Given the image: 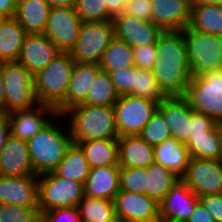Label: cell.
<instances>
[{
	"instance_id": "obj_19",
	"label": "cell",
	"mask_w": 222,
	"mask_h": 222,
	"mask_svg": "<svg viewBox=\"0 0 222 222\" xmlns=\"http://www.w3.org/2000/svg\"><path fill=\"white\" fill-rule=\"evenodd\" d=\"M60 52L44 34H27L17 62L35 75Z\"/></svg>"
},
{
	"instance_id": "obj_56",
	"label": "cell",
	"mask_w": 222,
	"mask_h": 222,
	"mask_svg": "<svg viewBox=\"0 0 222 222\" xmlns=\"http://www.w3.org/2000/svg\"><path fill=\"white\" fill-rule=\"evenodd\" d=\"M5 18H6V17L0 15V27H1V24H2V22H3V20H4Z\"/></svg>"
},
{
	"instance_id": "obj_13",
	"label": "cell",
	"mask_w": 222,
	"mask_h": 222,
	"mask_svg": "<svg viewBox=\"0 0 222 222\" xmlns=\"http://www.w3.org/2000/svg\"><path fill=\"white\" fill-rule=\"evenodd\" d=\"M115 213L123 222H159V204L147 195L120 190Z\"/></svg>"
},
{
	"instance_id": "obj_1",
	"label": "cell",
	"mask_w": 222,
	"mask_h": 222,
	"mask_svg": "<svg viewBox=\"0 0 222 222\" xmlns=\"http://www.w3.org/2000/svg\"><path fill=\"white\" fill-rule=\"evenodd\" d=\"M158 59L151 71L166 98L185 97L190 77L182 30L163 31L156 42Z\"/></svg>"
},
{
	"instance_id": "obj_7",
	"label": "cell",
	"mask_w": 222,
	"mask_h": 222,
	"mask_svg": "<svg viewBox=\"0 0 222 222\" xmlns=\"http://www.w3.org/2000/svg\"><path fill=\"white\" fill-rule=\"evenodd\" d=\"M39 215L54 208L78 207L84 184L58 176L54 171L37 176Z\"/></svg>"
},
{
	"instance_id": "obj_54",
	"label": "cell",
	"mask_w": 222,
	"mask_h": 222,
	"mask_svg": "<svg viewBox=\"0 0 222 222\" xmlns=\"http://www.w3.org/2000/svg\"><path fill=\"white\" fill-rule=\"evenodd\" d=\"M216 126H217V132H218L219 139H220L221 150H222V121L217 122Z\"/></svg>"
},
{
	"instance_id": "obj_10",
	"label": "cell",
	"mask_w": 222,
	"mask_h": 222,
	"mask_svg": "<svg viewBox=\"0 0 222 222\" xmlns=\"http://www.w3.org/2000/svg\"><path fill=\"white\" fill-rule=\"evenodd\" d=\"M115 124L118 136L140 135L158 103L133 95L119 96L114 104Z\"/></svg>"
},
{
	"instance_id": "obj_24",
	"label": "cell",
	"mask_w": 222,
	"mask_h": 222,
	"mask_svg": "<svg viewBox=\"0 0 222 222\" xmlns=\"http://www.w3.org/2000/svg\"><path fill=\"white\" fill-rule=\"evenodd\" d=\"M118 162L120 167H148L155 162L154 146L140 135L119 137Z\"/></svg>"
},
{
	"instance_id": "obj_53",
	"label": "cell",
	"mask_w": 222,
	"mask_h": 222,
	"mask_svg": "<svg viewBox=\"0 0 222 222\" xmlns=\"http://www.w3.org/2000/svg\"><path fill=\"white\" fill-rule=\"evenodd\" d=\"M192 5H221L222 0H193Z\"/></svg>"
},
{
	"instance_id": "obj_16",
	"label": "cell",
	"mask_w": 222,
	"mask_h": 222,
	"mask_svg": "<svg viewBox=\"0 0 222 222\" xmlns=\"http://www.w3.org/2000/svg\"><path fill=\"white\" fill-rule=\"evenodd\" d=\"M198 201V196L180 179L159 204V219L161 222H186Z\"/></svg>"
},
{
	"instance_id": "obj_2",
	"label": "cell",
	"mask_w": 222,
	"mask_h": 222,
	"mask_svg": "<svg viewBox=\"0 0 222 222\" xmlns=\"http://www.w3.org/2000/svg\"><path fill=\"white\" fill-rule=\"evenodd\" d=\"M72 141L119 138L114 107L79 104L67 110Z\"/></svg>"
},
{
	"instance_id": "obj_49",
	"label": "cell",
	"mask_w": 222,
	"mask_h": 222,
	"mask_svg": "<svg viewBox=\"0 0 222 222\" xmlns=\"http://www.w3.org/2000/svg\"><path fill=\"white\" fill-rule=\"evenodd\" d=\"M11 135L10 120L5 113H0V153L3 150L7 138Z\"/></svg>"
},
{
	"instance_id": "obj_36",
	"label": "cell",
	"mask_w": 222,
	"mask_h": 222,
	"mask_svg": "<svg viewBox=\"0 0 222 222\" xmlns=\"http://www.w3.org/2000/svg\"><path fill=\"white\" fill-rule=\"evenodd\" d=\"M134 96L147 98L161 103L166 97L160 91L157 80L149 69H140L135 66Z\"/></svg>"
},
{
	"instance_id": "obj_4",
	"label": "cell",
	"mask_w": 222,
	"mask_h": 222,
	"mask_svg": "<svg viewBox=\"0 0 222 222\" xmlns=\"http://www.w3.org/2000/svg\"><path fill=\"white\" fill-rule=\"evenodd\" d=\"M74 64L69 52H60L44 69L34 75L38 103L56 109L66 99Z\"/></svg>"
},
{
	"instance_id": "obj_55",
	"label": "cell",
	"mask_w": 222,
	"mask_h": 222,
	"mask_svg": "<svg viewBox=\"0 0 222 222\" xmlns=\"http://www.w3.org/2000/svg\"><path fill=\"white\" fill-rule=\"evenodd\" d=\"M103 222H123V221L119 217L115 216L114 218Z\"/></svg>"
},
{
	"instance_id": "obj_12",
	"label": "cell",
	"mask_w": 222,
	"mask_h": 222,
	"mask_svg": "<svg viewBox=\"0 0 222 222\" xmlns=\"http://www.w3.org/2000/svg\"><path fill=\"white\" fill-rule=\"evenodd\" d=\"M181 180L198 197L222 194V160L190 158Z\"/></svg>"
},
{
	"instance_id": "obj_44",
	"label": "cell",
	"mask_w": 222,
	"mask_h": 222,
	"mask_svg": "<svg viewBox=\"0 0 222 222\" xmlns=\"http://www.w3.org/2000/svg\"><path fill=\"white\" fill-rule=\"evenodd\" d=\"M216 126V122L204 115L194 111L191 108V121H190V132L189 136L206 135V132L212 130Z\"/></svg>"
},
{
	"instance_id": "obj_14",
	"label": "cell",
	"mask_w": 222,
	"mask_h": 222,
	"mask_svg": "<svg viewBox=\"0 0 222 222\" xmlns=\"http://www.w3.org/2000/svg\"><path fill=\"white\" fill-rule=\"evenodd\" d=\"M7 116L10 120L11 134L24 141L35 136L52 118L55 120L57 117H64L56 114L53 107L41 103L29 109L10 111Z\"/></svg>"
},
{
	"instance_id": "obj_11",
	"label": "cell",
	"mask_w": 222,
	"mask_h": 222,
	"mask_svg": "<svg viewBox=\"0 0 222 222\" xmlns=\"http://www.w3.org/2000/svg\"><path fill=\"white\" fill-rule=\"evenodd\" d=\"M82 23L75 8H51L43 34L61 52H70L79 36Z\"/></svg>"
},
{
	"instance_id": "obj_51",
	"label": "cell",
	"mask_w": 222,
	"mask_h": 222,
	"mask_svg": "<svg viewBox=\"0 0 222 222\" xmlns=\"http://www.w3.org/2000/svg\"><path fill=\"white\" fill-rule=\"evenodd\" d=\"M50 8L72 7L75 8L77 0H47Z\"/></svg>"
},
{
	"instance_id": "obj_41",
	"label": "cell",
	"mask_w": 222,
	"mask_h": 222,
	"mask_svg": "<svg viewBox=\"0 0 222 222\" xmlns=\"http://www.w3.org/2000/svg\"><path fill=\"white\" fill-rule=\"evenodd\" d=\"M111 82L119 96H134L135 66L108 72Z\"/></svg>"
},
{
	"instance_id": "obj_5",
	"label": "cell",
	"mask_w": 222,
	"mask_h": 222,
	"mask_svg": "<svg viewBox=\"0 0 222 222\" xmlns=\"http://www.w3.org/2000/svg\"><path fill=\"white\" fill-rule=\"evenodd\" d=\"M190 78L219 71L222 65V36L196 31L188 26L183 30Z\"/></svg>"
},
{
	"instance_id": "obj_27",
	"label": "cell",
	"mask_w": 222,
	"mask_h": 222,
	"mask_svg": "<svg viewBox=\"0 0 222 222\" xmlns=\"http://www.w3.org/2000/svg\"><path fill=\"white\" fill-rule=\"evenodd\" d=\"M84 153L90 168L119 165L118 138L73 141Z\"/></svg>"
},
{
	"instance_id": "obj_33",
	"label": "cell",
	"mask_w": 222,
	"mask_h": 222,
	"mask_svg": "<svg viewBox=\"0 0 222 222\" xmlns=\"http://www.w3.org/2000/svg\"><path fill=\"white\" fill-rule=\"evenodd\" d=\"M190 158L222 160V150L217 126L206 135L189 136L185 143Z\"/></svg>"
},
{
	"instance_id": "obj_20",
	"label": "cell",
	"mask_w": 222,
	"mask_h": 222,
	"mask_svg": "<svg viewBox=\"0 0 222 222\" xmlns=\"http://www.w3.org/2000/svg\"><path fill=\"white\" fill-rule=\"evenodd\" d=\"M101 71L99 64L75 63L66 99L55 109L56 114L63 115L70 108L82 104L87 98L93 81Z\"/></svg>"
},
{
	"instance_id": "obj_42",
	"label": "cell",
	"mask_w": 222,
	"mask_h": 222,
	"mask_svg": "<svg viewBox=\"0 0 222 222\" xmlns=\"http://www.w3.org/2000/svg\"><path fill=\"white\" fill-rule=\"evenodd\" d=\"M40 222H82L78 207L54 208L40 214Z\"/></svg>"
},
{
	"instance_id": "obj_37",
	"label": "cell",
	"mask_w": 222,
	"mask_h": 222,
	"mask_svg": "<svg viewBox=\"0 0 222 222\" xmlns=\"http://www.w3.org/2000/svg\"><path fill=\"white\" fill-rule=\"evenodd\" d=\"M140 137L149 145L156 146L165 140L171 139L170 129L165 121L163 114L157 109L146 123Z\"/></svg>"
},
{
	"instance_id": "obj_40",
	"label": "cell",
	"mask_w": 222,
	"mask_h": 222,
	"mask_svg": "<svg viewBox=\"0 0 222 222\" xmlns=\"http://www.w3.org/2000/svg\"><path fill=\"white\" fill-rule=\"evenodd\" d=\"M0 222H40L38 207L0 204Z\"/></svg>"
},
{
	"instance_id": "obj_23",
	"label": "cell",
	"mask_w": 222,
	"mask_h": 222,
	"mask_svg": "<svg viewBox=\"0 0 222 222\" xmlns=\"http://www.w3.org/2000/svg\"><path fill=\"white\" fill-rule=\"evenodd\" d=\"M120 166H100L90 168L84 183V195L114 201L120 191Z\"/></svg>"
},
{
	"instance_id": "obj_25",
	"label": "cell",
	"mask_w": 222,
	"mask_h": 222,
	"mask_svg": "<svg viewBox=\"0 0 222 222\" xmlns=\"http://www.w3.org/2000/svg\"><path fill=\"white\" fill-rule=\"evenodd\" d=\"M50 9L47 0H17L14 17L27 34H43Z\"/></svg>"
},
{
	"instance_id": "obj_9",
	"label": "cell",
	"mask_w": 222,
	"mask_h": 222,
	"mask_svg": "<svg viewBox=\"0 0 222 222\" xmlns=\"http://www.w3.org/2000/svg\"><path fill=\"white\" fill-rule=\"evenodd\" d=\"M185 98L194 111L222 121V75L211 71L190 79Z\"/></svg>"
},
{
	"instance_id": "obj_8",
	"label": "cell",
	"mask_w": 222,
	"mask_h": 222,
	"mask_svg": "<svg viewBox=\"0 0 222 222\" xmlns=\"http://www.w3.org/2000/svg\"><path fill=\"white\" fill-rule=\"evenodd\" d=\"M5 87L4 113L29 109L38 104L34 75L18 62L1 63Z\"/></svg>"
},
{
	"instance_id": "obj_18",
	"label": "cell",
	"mask_w": 222,
	"mask_h": 222,
	"mask_svg": "<svg viewBox=\"0 0 222 222\" xmlns=\"http://www.w3.org/2000/svg\"><path fill=\"white\" fill-rule=\"evenodd\" d=\"M152 22L162 31L183 30L188 26L193 0H151Z\"/></svg>"
},
{
	"instance_id": "obj_22",
	"label": "cell",
	"mask_w": 222,
	"mask_h": 222,
	"mask_svg": "<svg viewBox=\"0 0 222 222\" xmlns=\"http://www.w3.org/2000/svg\"><path fill=\"white\" fill-rule=\"evenodd\" d=\"M157 109L163 114L171 137L182 143L189 138L191 106L185 97L165 98Z\"/></svg>"
},
{
	"instance_id": "obj_50",
	"label": "cell",
	"mask_w": 222,
	"mask_h": 222,
	"mask_svg": "<svg viewBox=\"0 0 222 222\" xmlns=\"http://www.w3.org/2000/svg\"><path fill=\"white\" fill-rule=\"evenodd\" d=\"M17 0H0V15L4 17H14Z\"/></svg>"
},
{
	"instance_id": "obj_35",
	"label": "cell",
	"mask_w": 222,
	"mask_h": 222,
	"mask_svg": "<svg viewBox=\"0 0 222 222\" xmlns=\"http://www.w3.org/2000/svg\"><path fill=\"white\" fill-rule=\"evenodd\" d=\"M82 222H103L116 216L114 201L85 196L78 204Z\"/></svg>"
},
{
	"instance_id": "obj_21",
	"label": "cell",
	"mask_w": 222,
	"mask_h": 222,
	"mask_svg": "<svg viewBox=\"0 0 222 222\" xmlns=\"http://www.w3.org/2000/svg\"><path fill=\"white\" fill-rule=\"evenodd\" d=\"M0 175L38 176L32 168L27 141L12 134L7 138L0 153Z\"/></svg>"
},
{
	"instance_id": "obj_32",
	"label": "cell",
	"mask_w": 222,
	"mask_h": 222,
	"mask_svg": "<svg viewBox=\"0 0 222 222\" xmlns=\"http://www.w3.org/2000/svg\"><path fill=\"white\" fill-rule=\"evenodd\" d=\"M99 65L102 71L106 73L133 67L135 66L133 48L115 37L104 51Z\"/></svg>"
},
{
	"instance_id": "obj_39",
	"label": "cell",
	"mask_w": 222,
	"mask_h": 222,
	"mask_svg": "<svg viewBox=\"0 0 222 222\" xmlns=\"http://www.w3.org/2000/svg\"><path fill=\"white\" fill-rule=\"evenodd\" d=\"M75 9L83 22L111 20L108 16L106 0H77Z\"/></svg>"
},
{
	"instance_id": "obj_31",
	"label": "cell",
	"mask_w": 222,
	"mask_h": 222,
	"mask_svg": "<svg viewBox=\"0 0 222 222\" xmlns=\"http://www.w3.org/2000/svg\"><path fill=\"white\" fill-rule=\"evenodd\" d=\"M147 169L146 195L160 204L171 188L181 178L173 171L154 162Z\"/></svg>"
},
{
	"instance_id": "obj_3",
	"label": "cell",
	"mask_w": 222,
	"mask_h": 222,
	"mask_svg": "<svg viewBox=\"0 0 222 222\" xmlns=\"http://www.w3.org/2000/svg\"><path fill=\"white\" fill-rule=\"evenodd\" d=\"M57 127L51 119L27 141L32 168L36 175L54 171L73 143L70 129Z\"/></svg>"
},
{
	"instance_id": "obj_47",
	"label": "cell",
	"mask_w": 222,
	"mask_h": 222,
	"mask_svg": "<svg viewBox=\"0 0 222 222\" xmlns=\"http://www.w3.org/2000/svg\"><path fill=\"white\" fill-rule=\"evenodd\" d=\"M186 222H214V219L210 215L209 211L203 206V204L198 201L194 211L186 220Z\"/></svg>"
},
{
	"instance_id": "obj_45",
	"label": "cell",
	"mask_w": 222,
	"mask_h": 222,
	"mask_svg": "<svg viewBox=\"0 0 222 222\" xmlns=\"http://www.w3.org/2000/svg\"><path fill=\"white\" fill-rule=\"evenodd\" d=\"M124 13L152 22L151 0H133L126 5Z\"/></svg>"
},
{
	"instance_id": "obj_6",
	"label": "cell",
	"mask_w": 222,
	"mask_h": 222,
	"mask_svg": "<svg viewBox=\"0 0 222 222\" xmlns=\"http://www.w3.org/2000/svg\"><path fill=\"white\" fill-rule=\"evenodd\" d=\"M114 38L113 19L83 22L76 43L69 53L75 63L99 64Z\"/></svg>"
},
{
	"instance_id": "obj_52",
	"label": "cell",
	"mask_w": 222,
	"mask_h": 222,
	"mask_svg": "<svg viewBox=\"0 0 222 222\" xmlns=\"http://www.w3.org/2000/svg\"><path fill=\"white\" fill-rule=\"evenodd\" d=\"M5 87L4 80L1 73V63H0V113H4V101H5Z\"/></svg>"
},
{
	"instance_id": "obj_15",
	"label": "cell",
	"mask_w": 222,
	"mask_h": 222,
	"mask_svg": "<svg viewBox=\"0 0 222 222\" xmlns=\"http://www.w3.org/2000/svg\"><path fill=\"white\" fill-rule=\"evenodd\" d=\"M115 37L126 42L132 48L156 44L163 32L153 22L145 21L133 15L123 13L113 19Z\"/></svg>"
},
{
	"instance_id": "obj_46",
	"label": "cell",
	"mask_w": 222,
	"mask_h": 222,
	"mask_svg": "<svg viewBox=\"0 0 222 222\" xmlns=\"http://www.w3.org/2000/svg\"><path fill=\"white\" fill-rule=\"evenodd\" d=\"M198 199L209 211L214 222H222V194L200 196Z\"/></svg>"
},
{
	"instance_id": "obj_30",
	"label": "cell",
	"mask_w": 222,
	"mask_h": 222,
	"mask_svg": "<svg viewBox=\"0 0 222 222\" xmlns=\"http://www.w3.org/2000/svg\"><path fill=\"white\" fill-rule=\"evenodd\" d=\"M90 171V166L84 157L81 148L72 143L65 156L54 172L64 178L75 182L85 183Z\"/></svg>"
},
{
	"instance_id": "obj_34",
	"label": "cell",
	"mask_w": 222,
	"mask_h": 222,
	"mask_svg": "<svg viewBox=\"0 0 222 222\" xmlns=\"http://www.w3.org/2000/svg\"><path fill=\"white\" fill-rule=\"evenodd\" d=\"M119 95L109 74L101 71L93 81L86 100L82 104L113 107Z\"/></svg>"
},
{
	"instance_id": "obj_17",
	"label": "cell",
	"mask_w": 222,
	"mask_h": 222,
	"mask_svg": "<svg viewBox=\"0 0 222 222\" xmlns=\"http://www.w3.org/2000/svg\"><path fill=\"white\" fill-rule=\"evenodd\" d=\"M0 204L38 207L37 176L0 175Z\"/></svg>"
},
{
	"instance_id": "obj_26",
	"label": "cell",
	"mask_w": 222,
	"mask_h": 222,
	"mask_svg": "<svg viewBox=\"0 0 222 222\" xmlns=\"http://www.w3.org/2000/svg\"><path fill=\"white\" fill-rule=\"evenodd\" d=\"M155 162L173 171L180 178L185 174L190 155L185 143L174 138L154 146Z\"/></svg>"
},
{
	"instance_id": "obj_43",
	"label": "cell",
	"mask_w": 222,
	"mask_h": 222,
	"mask_svg": "<svg viewBox=\"0 0 222 222\" xmlns=\"http://www.w3.org/2000/svg\"><path fill=\"white\" fill-rule=\"evenodd\" d=\"M133 55L135 66L140 69L151 70L158 59L155 44L135 47L133 48Z\"/></svg>"
},
{
	"instance_id": "obj_48",
	"label": "cell",
	"mask_w": 222,
	"mask_h": 222,
	"mask_svg": "<svg viewBox=\"0 0 222 222\" xmlns=\"http://www.w3.org/2000/svg\"><path fill=\"white\" fill-rule=\"evenodd\" d=\"M133 0H106L108 16L114 19L125 12V7Z\"/></svg>"
},
{
	"instance_id": "obj_57",
	"label": "cell",
	"mask_w": 222,
	"mask_h": 222,
	"mask_svg": "<svg viewBox=\"0 0 222 222\" xmlns=\"http://www.w3.org/2000/svg\"><path fill=\"white\" fill-rule=\"evenodd\" d=\"M219 72H220V74L222 75V65H221V68H220Z\"/></svg>"
},
{
	"instance_id": "obj_29",
	"label": "cell",
	"mask_w": 222,
	"mask_h": 222,
	"mask_svg": "<svg viewBox=\"0 0 222 222\" xmlns=\"http://www.w3.org/2000/svg\"><path fill=\"white\" fill-rule=\"evenodd\" d=\"M188 27L207 34L222 36V6L192 5Z\"/></svg>"
},
{
	"instance_id": "obj_28",
	"label": "cell",
	"mask_w": 222,
	"mask_h": 222,
	"mask_svg": "<svg viewBox=\"0 0 222 222\" xmlns=\"http://www.w3.org/2000/svg\"><path fill=\"white\" fill-rule=\"evenodd\" d=\"M27 33L15 17H6L0 27V63L17 62Z\"/></svg>"
},
{
	"instance_id": "obj_38",
	"label": "cell",
	"mask_w": 222,
	"mask_h": 222,
	"mask_svg": "<svg viewBox=\"0 0 222 222\" xmlns=\"http://www.w3.org/2000/svg\"><path fill=\"white\" fill-rule=\"evenodd\" d=\"M120 190L146 195V167H120Z\"/></svg>"
}]
</instances>
